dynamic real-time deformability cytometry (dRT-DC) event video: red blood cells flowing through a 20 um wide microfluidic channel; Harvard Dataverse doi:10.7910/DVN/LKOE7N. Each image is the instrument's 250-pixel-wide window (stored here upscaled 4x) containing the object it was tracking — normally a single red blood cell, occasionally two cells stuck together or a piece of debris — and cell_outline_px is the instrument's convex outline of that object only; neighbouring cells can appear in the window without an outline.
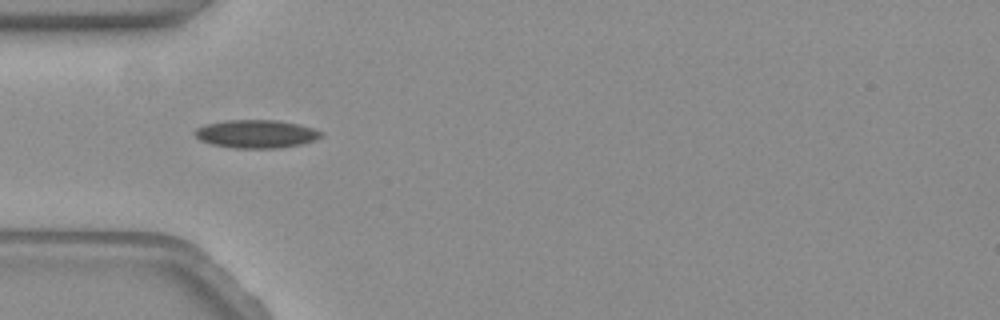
{"species": "common noctule bat (a hibernating species)", "species_latin": "Nyctalus noctula", "temperature_condition": "warm", "stored_images_in_passage": 15, "camera_frame_rate_fps": 3000, "um_per_image_px": 0.085, "animal": {"sex": "female", "body_mass_g": 19.3, "forearm_length_mm": 54.1}, "frame": {"image": 1, "passage_image": 5, "time_ms": 1.333, "image_size_px": [1000, 320], "cell_outline_px": [[320, 136], [312, 140], [300, 144], [276, 148], [236, 148], [208, 144], [200, 140], [192, 132], [196, 128], [204, 124], [224, 120], [276, 120], [296, 124], [312, 128], [320, 132]], "centroid_in_image_um": [21.65, 11.38], "position_along_channel_um": 63.3, "area_um2": 20.52}}
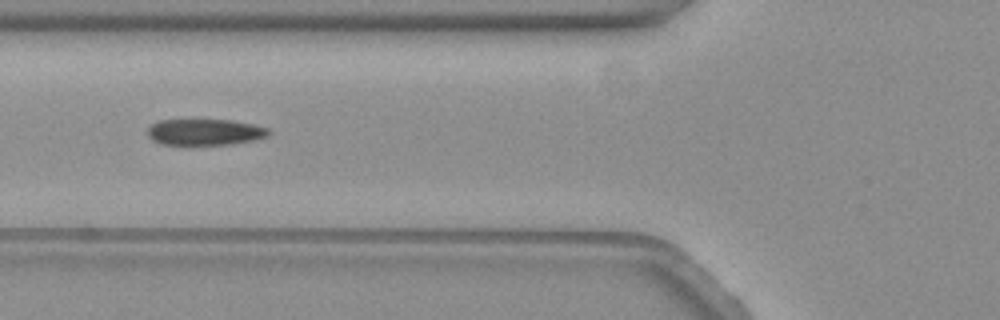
{"frame": {"image": 2, "passage_image": 9, "time_ms": 2.667, "image_size_px": [1000, 320], "cell_outline_px": [[272, 132], [268, 136], [252, 140], [232, 144], [192, 148], [184, 148], [160, 144], [152, 140], [148, 136], [148, 128], [152, 124], [160, 120], [232, 120], [252, 124], [268, 128]], "centroid_in_image_um": [17.36, 11.29], "position_along_channel_um": 108.4, "area_um2": 19.54}}